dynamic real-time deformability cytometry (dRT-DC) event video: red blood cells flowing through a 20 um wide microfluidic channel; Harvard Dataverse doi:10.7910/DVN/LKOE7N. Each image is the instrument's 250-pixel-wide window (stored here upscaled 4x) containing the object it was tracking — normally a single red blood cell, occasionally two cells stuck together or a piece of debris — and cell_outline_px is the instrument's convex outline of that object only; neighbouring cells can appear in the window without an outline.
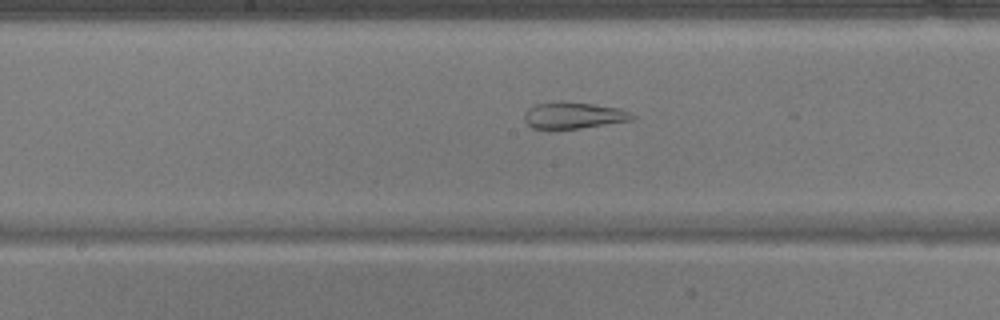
{"species": "common noctule bat (a hibernating species)", "species_latin": "Nyctalus noctula", "temperature_condition": "warm", "stored_images_in_passage": 51, "segment_of_instrument_passage": [2, 2], "camera_frame_rate_fps": 3000, "um_per_image_px": 0.085, "animal": {"sex": "male", "body_mass_g": 17.9}, "frame": {"image": 1, "passage_image": 27, "time_ms": 8.667, "image_size_px": [1000, 320], "cell_outline_px": [[636, 116], [632, 120], [580, 128], [532, 128], [524, 120], [524, 112], [528, 108], [536, 104], [560, 100], [592, 104], [620, 108]], "centroid_in_image_um": [48.72, 9.78], "position_along_channel_um": 199.5, "area_um2": 16.59}}
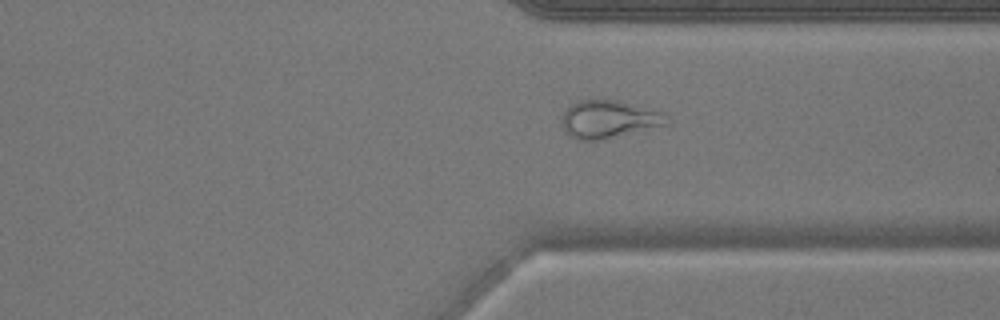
{"frame": {"image": 2, "passage_image": 39, "time_ms": 12.667, "image_size_px": [1000, 320], "cell_outline_px": [[668, 124], [604, 140], [580, 140], [568, 136], [564, 132], [560, 124], [560, 120], [564, 108], [568, 104], [576, 100], [620, 100], [664, 112]], "centroid_in_image_um": [51.66, 10.13], "position_along_channel_um": 359.7, "area_um2": 23.7}}
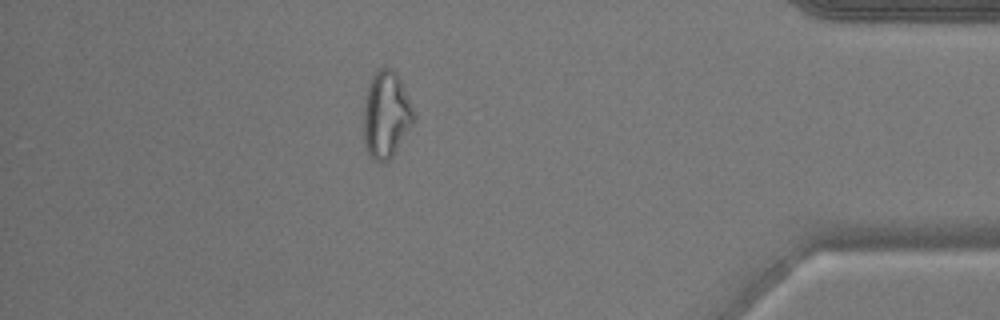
{"frame": {"image": 3, "passage_image": 45, "time_ms": 14.667, "image_size_px": [1000, 320], "cell_outline_px": [[416, 120], [392, 156], [388, 160], [376, 160], [368, 152], [364, 144], [364, 100], [368, 84], [372, 76], [380, 68], [392, 68], [396, 72], [416, 112]], "centroid_in_image_um": [32.84, 9.71], "position_along_channel_um": 402.4, "area_um2": 25.32}}